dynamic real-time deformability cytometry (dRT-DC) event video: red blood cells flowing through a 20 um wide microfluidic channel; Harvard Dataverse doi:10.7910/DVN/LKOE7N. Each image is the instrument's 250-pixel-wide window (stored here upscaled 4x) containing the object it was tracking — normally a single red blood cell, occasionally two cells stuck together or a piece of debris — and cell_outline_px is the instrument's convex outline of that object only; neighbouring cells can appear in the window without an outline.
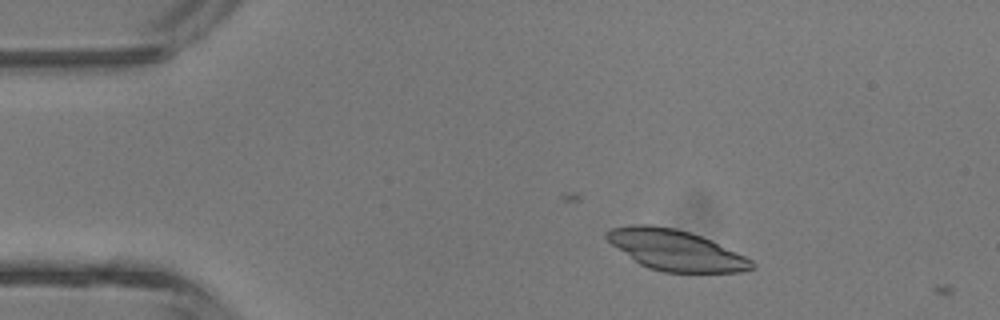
{"species": "common noctule bat (a hibernating species)", "species_latin": "Nyctalus noctula", "temperature_condition": "room temperature", "stored_images_in_passage": 3, "camera_frame_rate_fps": 3000, "um_per_image_px": 0.085, "animal": {"sex": "male", "body_mass_g": 13.3}, "frame": {"image": 1, "passage_image": 2, "time_ms": 1.0, "image_size_px": [1000, 320], "cell_outline_px": [[756, 268], [740, 272], [664, 272], [648, 268], [640, 264], [612, 244], [604, 236], [604, 232], [612, 228], [632, 224], [652, 224], [676, 228], [712, 240], [752, 260], [756, 264]], "centroid_in_image_um": [57.43, 21.25], "position_along_channel_um": 27.6, "area_um2": 34.22}}